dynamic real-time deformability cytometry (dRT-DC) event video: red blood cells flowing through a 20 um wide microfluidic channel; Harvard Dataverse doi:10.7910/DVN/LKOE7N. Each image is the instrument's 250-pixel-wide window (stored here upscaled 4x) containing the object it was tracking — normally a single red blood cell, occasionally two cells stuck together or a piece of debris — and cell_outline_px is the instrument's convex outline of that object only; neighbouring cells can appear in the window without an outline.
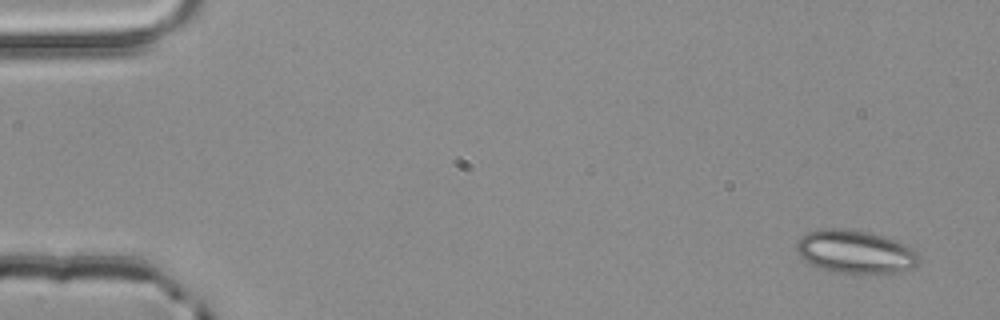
{"species": "common noctule bat (a hibernating species)", "species_latin": "Nyctalus noctula", "temperature_condition": "room temperature", "stored_images_in_passage": 4, "camera_frame_rate_fps": 3000, "um_per_image_px": 0.085, "animal": {"sex": "male", "body_mass_g": 20.4}, "frame": {"image": 1, "passage_image": 1, "time_ms": 0.0, "image_size_px": [1000, 320], "cell_outline_px": [[920, 260], [912, 268], [896, 272], [868, 276], [860, 276], [836, 272], [820, 268], [804, 260], [796, 252], [796, 240], [800, 236], [808, 232], [820, 228], [840, 228], [868, 232], [884, 236], [896, 240], [912, 248], [920, 256]], "centroid_in_image_um": [72.69, 21.43], "position_along_channel_um": 12.3, "area_um2": 31.62}}
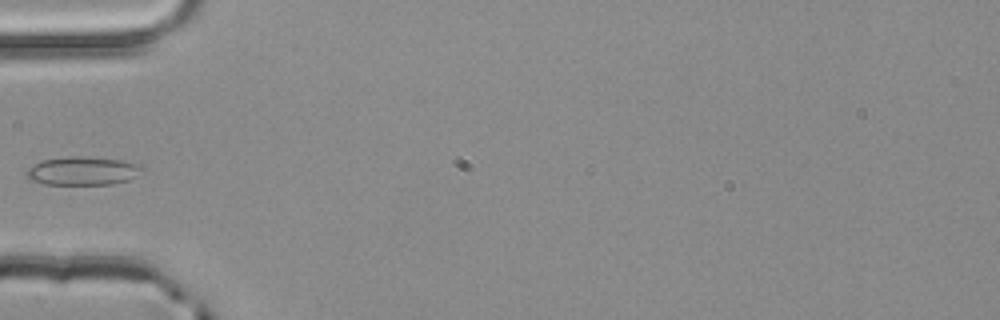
{"frame": {"image": 2, "passage_image": 4, "time_ms": 1.0, "image_size_px": [1000, 320], "cell_outline_px": [[144, 168], [128, 180], [112, 184], [44, 184], [28, 180], [28, 168], [32, 164], [44, 160], [68, 156], [80, 156], [120, 160], [140, 164]], "centroid_in_image_um": [7.0, 14.52], "position_along_channel_um": 78.0, "area_um2": 18.96}}